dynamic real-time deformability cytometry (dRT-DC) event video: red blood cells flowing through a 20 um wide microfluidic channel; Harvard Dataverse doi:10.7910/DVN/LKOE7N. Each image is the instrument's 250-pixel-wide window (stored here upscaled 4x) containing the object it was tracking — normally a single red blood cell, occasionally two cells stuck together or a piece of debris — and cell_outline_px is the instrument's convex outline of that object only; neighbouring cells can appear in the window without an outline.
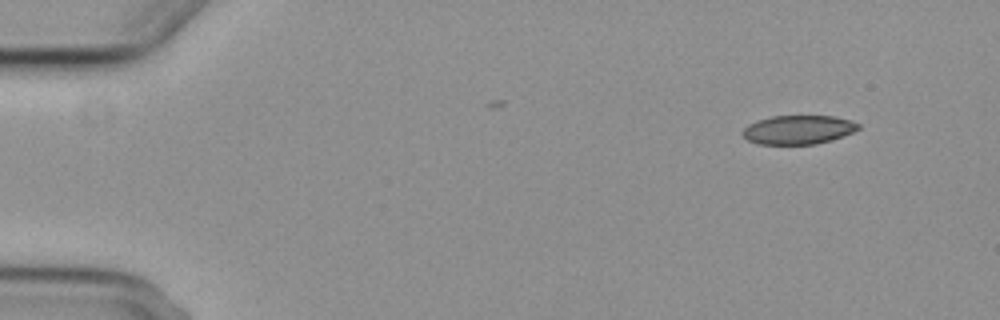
{"species": "common noctule bat (a hibernating species)", "species_latin": "Nyctalus noctula", "temperature_condition": "cold", "stored_images_in_passage": 3, "camera_frame_rate_fps": 3000, "um_per_image_px": 0.085, "animal": {"sex": "female", "body_mass_g": 29.2, "forearm_length_mm": 56.3}, "frame": {"image": 1, "passage_image": 3, "time_ms": 3.333, "image_size_px": [1000, 320], "cell_outline_px": [[860, 128], [844, 136], [832, 140], [816, 144], [756, 144], [748, 140], [740, 132], [748, 124], [756, 120], [772, 116], [832, 116], [852, 120], [860, 124]], "centroid_in_image_um": [67.85, 11.03], "position_along_channel_um": 17.2, "area_um2": 19.65}}